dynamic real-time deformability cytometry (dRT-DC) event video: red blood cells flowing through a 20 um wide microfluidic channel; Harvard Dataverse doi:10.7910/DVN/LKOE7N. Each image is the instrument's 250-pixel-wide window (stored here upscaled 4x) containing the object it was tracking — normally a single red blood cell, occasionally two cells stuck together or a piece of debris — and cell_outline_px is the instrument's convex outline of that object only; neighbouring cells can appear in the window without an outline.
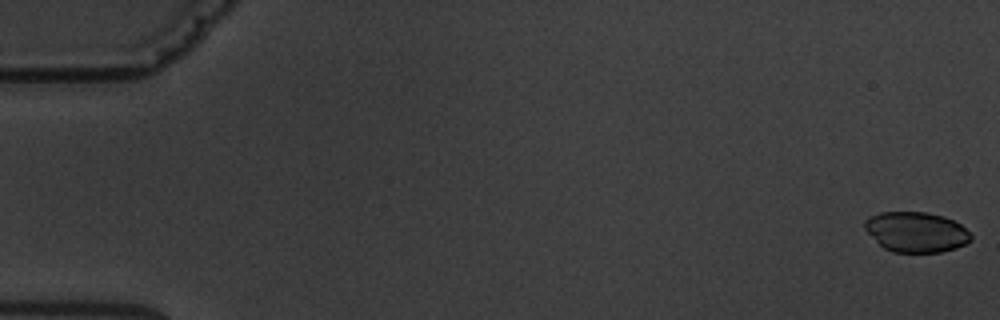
{"species": "common noctule bat (a hibernating species)", "species_latin": "Nyctalus noctula", "temperature_condition": "warm", "stored_images_in_passage": 5, "camera_frame_rate_fps": 3000, "um_per_image_px": 0.085, "animal": {"sex": "male", "body_mass_g": 19.5, "forearm_length_mm": 54.6}, "frame": {"image": 1, "passage_image": 1, "time_ms": 0.0, "image_size_px": [1000, 320], "cell_outline_px": [[972, 240], [956, 248], [940, 252], [892, 252], [884, 248], [864, 228], [864, 220], [868, 216], [880, 212], [928, 212], [944, 216], [960, 224], [972, 236]], "centroid_in_image_um": [77.86, 19.71], "position_along_channel_um": 7.1, "area_um2": 24.85}}
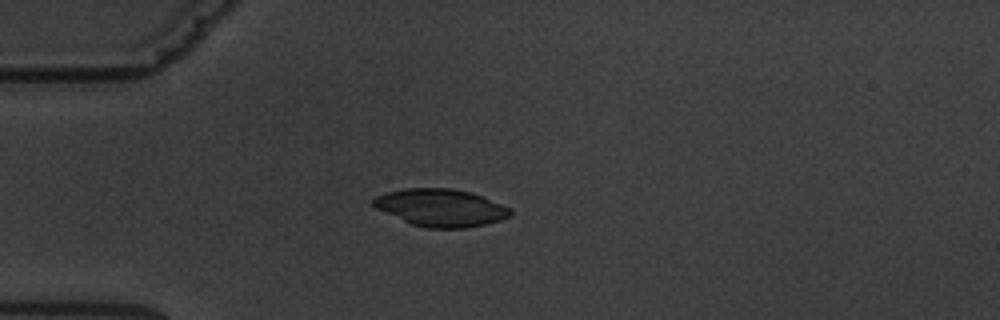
{"frame": {"image": 2, "passage_image": 5, "time_ms": 5.0, "image_size_px": [1000, 320], "cell_outline_px": [[512, 216], [500, 220], [484, 224], [464, 228], [428, 228], [412, 224], [376, 208], [372, 204], [372, 200], [376, 196], [388, 192], [404, 188], [448, 188], [472, 192], [512, 208]], "centroid_in_image_um": [37.5, 17.65], "position_along_channel_um": 47.5, "area_um2": 29.77}}